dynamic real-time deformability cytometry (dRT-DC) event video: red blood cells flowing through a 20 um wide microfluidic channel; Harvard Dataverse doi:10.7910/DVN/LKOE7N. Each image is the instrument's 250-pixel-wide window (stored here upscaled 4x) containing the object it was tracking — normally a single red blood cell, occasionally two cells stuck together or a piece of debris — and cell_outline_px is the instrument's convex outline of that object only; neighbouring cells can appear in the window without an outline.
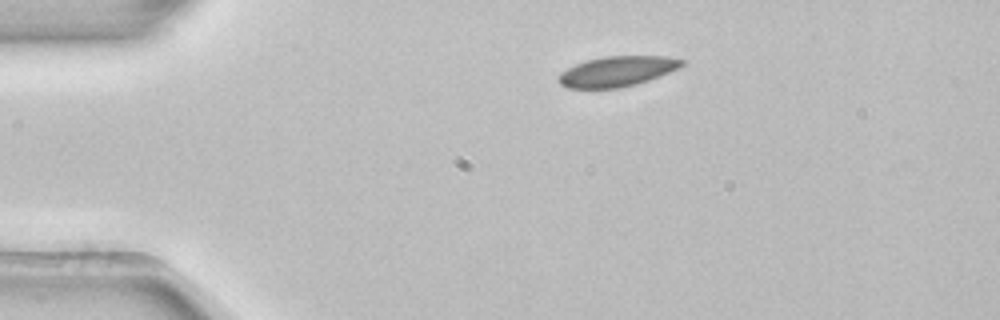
{"species": "common noctule bat (a hibernating species)", "species_latin": "Nyctalus noctula", "temperature_condition": "room temperature", "stored_images_in_passage": 2, "camera_frame_rate_fps": 3000, "um_per_image_px": 0.085, "animal": {"sex": "female", "body_mass_g": 22.7, "forearm_length_mm": 54.2}, "frame": {"image": 1, "passage_image": 1, "time_ms": 0.0, "image_size_px": [1000, 320], "cell_outline_px": [[684, 64], [660, 76], [636, 84], [620, 88], [568, 88], [560, 84], [556, 80], [560, 72], [576, 64], [588, 60], [604, 56], [668, 56], [684, 60]], "centroid_in_image_um": [52.42, 6.07], "position_along_channel_um": 32.6, "area_um2": 21.62}}